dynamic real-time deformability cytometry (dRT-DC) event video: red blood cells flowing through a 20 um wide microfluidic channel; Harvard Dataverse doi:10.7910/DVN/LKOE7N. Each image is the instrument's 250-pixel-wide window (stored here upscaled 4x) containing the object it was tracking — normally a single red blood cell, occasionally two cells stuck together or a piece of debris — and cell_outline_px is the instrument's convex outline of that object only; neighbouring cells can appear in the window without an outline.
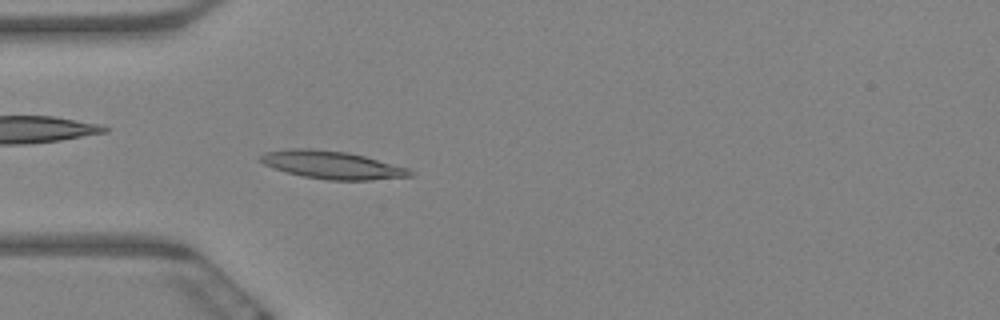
{"species": "Egyptian fruit bat (a non-hibernating species)", "species_latin": "Rousettus aegyptiacus", "temperature_condition": "warm", "stored_images_in_passage": 62, "camera_frame_rate_fps": 3000, "um_per_image_px": 0.085, "animal": {"sex": "female"}, "frame": {"image": 1, "passage_image": 18, "time_ms": 5.667, "image_size_px": [1000, 320], "cell_outline_px": [[416, 172], [412, 176], [372, 180], [328, 180], [304, 176], [272, 168], [256, 160], [256, 156], [264, 152], [292, 148], [312, 148], [348, 152], [364, 156], [408, 168]], "centroid_in_image_um": [28.18, 14.01], "position_along_channel_um": 56.8, "area_um2": 24.51}}
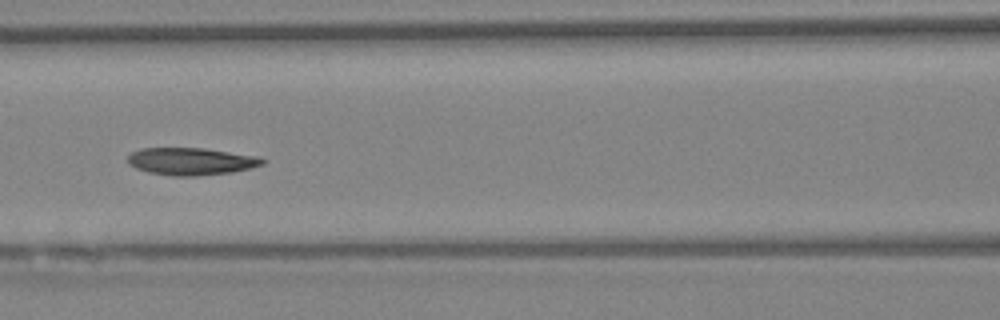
{"frame": {"image": 2, "passage_image": 27, "time_ms": 8.667, "image_size_px": [1000, 320], "cell_outline_px": [[268, 160], [264, 164], [232, 172], [196, 176], [172, 176], [148, 172], [136, 168], [128, 164], [128, 156], [132, 152], [140, 148], [204, 148], [260, 156]], "centroid_in_image_um": [16.27, 13.71], "position_along_channel_um": 150.3, "area_um2": 21.62}}
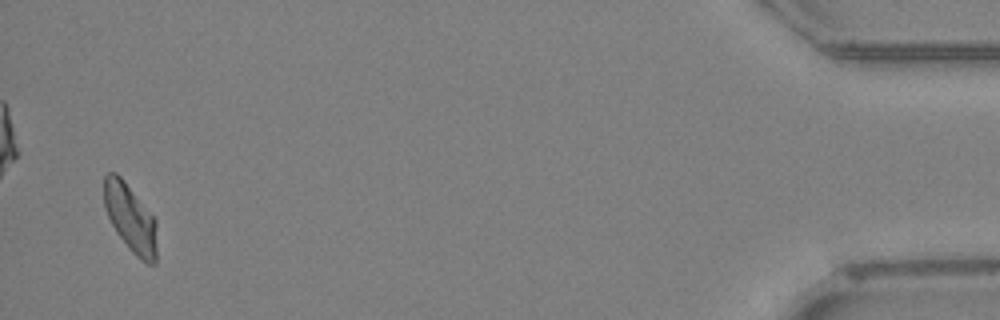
{"frame": {"image": 3, "passage_image": 60, "time_ms": 19.667, "image_size_px": [1000, 320], "cell_outline_px": [[156, 264], [148, 264], [140, 260], [128, 248], [116, 232], [104, 208], [104, 176], [108, 172], [116, 172], [124, 180], [156, 220]], "centroid_in_image_um": [11.08, 18.55], "position_along_channel_um": 424.1, "area_um2": 20.92}, "authors_computed_cell_mechanics": {"area_um2": 21.7328, "velocity_mm_per_s": 3.2805, "shape_relaxation_time_tau1_ms": null, "shape_relaxation_time_tau2_ms": 3.0491, "deformation_change_tau1": null, "deformation_change_tau2": 0.0876}}